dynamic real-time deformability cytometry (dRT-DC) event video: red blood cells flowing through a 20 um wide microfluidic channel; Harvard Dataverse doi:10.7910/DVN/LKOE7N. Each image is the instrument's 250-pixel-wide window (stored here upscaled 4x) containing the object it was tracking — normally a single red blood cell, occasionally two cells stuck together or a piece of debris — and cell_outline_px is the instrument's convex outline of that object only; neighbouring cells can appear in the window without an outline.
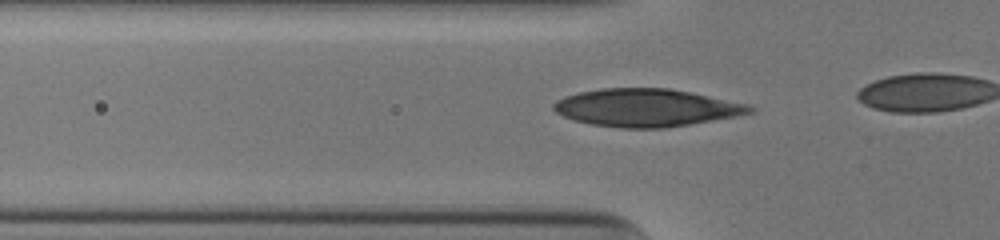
{"species": "human", "species_latin": "Homo sapiens", "temperature_condition": "cold", "stored_images_in_passage": 16, "camera_frame_rate_fps": 3000, "um_per_image_px": 0.085, "donor": {"sex": "male"}, "frame": {"image": 1, "passage_image": 10, "time_ms": 3.0, "image_size_px": [1000, 240], "cell_outline_px": [[756, 108], [752, 112], [736, 116], [664, 128], [620, 128], [592, 124], [576, 120], [564, 116], [556, 112], [552, 108], [552, 104], [556, 100], [564, 96], [580, 92], [600, 88], [668, 88], [748, 104]], "centroid_in_image_um": [54.9, 9.15], "position_along_channel_um": 70.9, "area_um2": 42.77}}
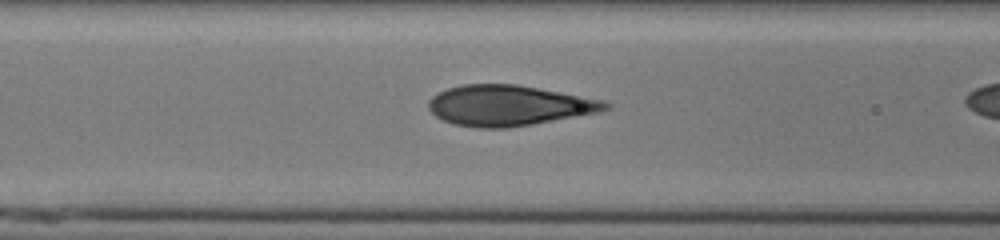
{"frame": {"image": 2, "passage_image": 14, "time_ms": 4.333, "image_size_px": [1000, 240], "cell_outline_px": [[612, 108], [600, 112], [532, 124], [508, 128], [476, 128], [452, 124], [436, 116], [428, 108], [428, 100], [432, 96], [448, 88], [464, 84], [516, 84], [604, 100], [612, 104]], "centroid_in_image_um": [43.26, 8.97], "position_along_channel_um": 123.3, "area_um2": 41.79}}